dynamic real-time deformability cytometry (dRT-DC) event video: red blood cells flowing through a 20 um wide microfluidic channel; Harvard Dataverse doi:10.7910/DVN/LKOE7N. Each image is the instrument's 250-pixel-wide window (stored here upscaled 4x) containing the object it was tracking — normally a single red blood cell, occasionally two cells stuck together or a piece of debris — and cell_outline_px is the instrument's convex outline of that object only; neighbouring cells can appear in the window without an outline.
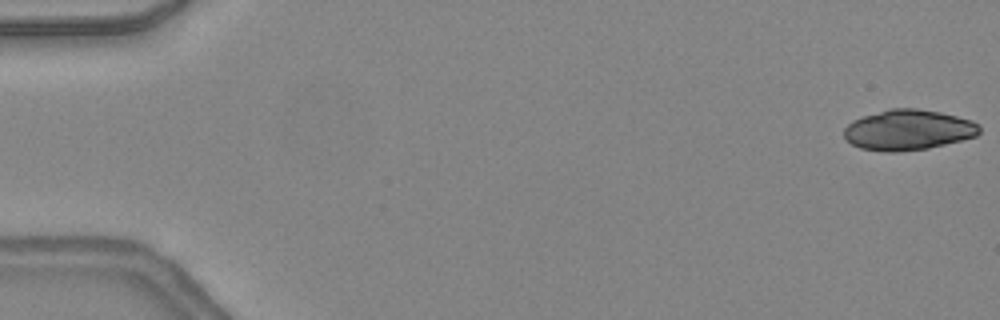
{"species": "common noctule bat (a hibernating species)", "species_latin": "Nyctalus noctula", "temperature_condition": "warm", "stored_images_in_passage": 47, "camera_frame_rate_fps": 3000, "um_per_image_px": 0.085, "animal": {"sex": "female", "body_mass_g": 24.6, "forearm_length_mm": 56.2}, "frame": {"image": 1, "passage_image": 1, "time_ms": 0.0, "image_size_px": [1000, 320], "cell_outline_px": [[980, 132], [976, 136], [928, 148], [896, 152], [884, 152], [860, 148], [852, 144], [844, 136], [844, 128], [852, 120], [888, 108], [916, 108], [940, 112], [972, 120], [980, 124]], "centroid_in_image_um": [77.19, 11.04], "position_along_channel_um": 7.8, "area_um2": 31.91}}